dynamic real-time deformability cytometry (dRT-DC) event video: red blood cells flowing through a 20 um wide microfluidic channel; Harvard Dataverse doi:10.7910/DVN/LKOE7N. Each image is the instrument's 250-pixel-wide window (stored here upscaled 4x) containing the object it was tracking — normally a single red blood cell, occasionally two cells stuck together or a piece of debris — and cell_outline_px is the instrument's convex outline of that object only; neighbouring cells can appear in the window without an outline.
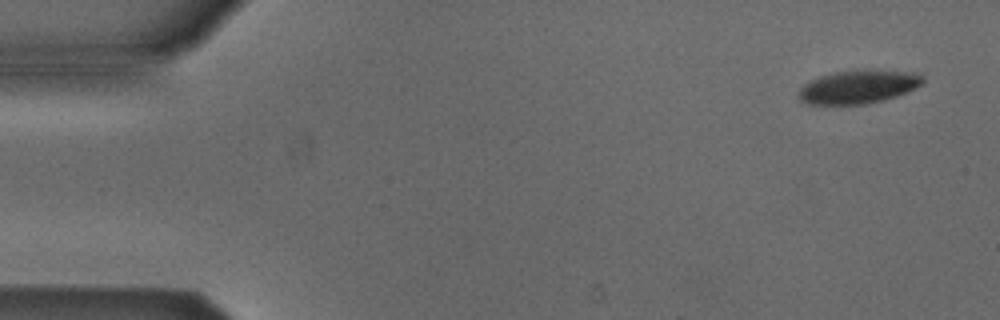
{"species": "Egyptian fruit bat (a non-hibernating species)", "species_latin": "Rousettus aegyptiacus", "temperature_condition": "cold", "stored_images_in_passage": 5, "camera_frame_rate_fps": 3000, "um_per_image_px": 0.085, "animal": {"sex": "male"}, "frame": {"image": 1, "passage_image": 1, "time_ms": 0.0, "image_size_px": [1000, 320], "cell_outline_px": [[924, 80], [916, 88], [896, 96], [884, 100], [864, 104], [804, 104], [800, 100], [800, 88], [804, 84], [820, 76], [836, 72], [868, 68], [920, 72], [924, 76]], "centroid_in_image_um": [73.03, 7.35], "position_along_channel_um": 12.0, "area_um2": 24.51}}
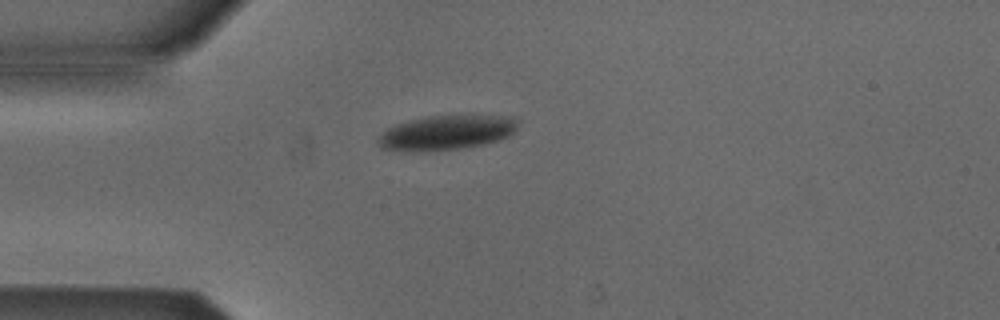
{"frame": {"image": 2, "passage_image": 4, "time_ms": 3.667, "image_size_px": [1000, 320], "cell_outline_px": [[520, 120], [516, 128], [508, 136], [484, 144], [460, 148], [404, 152], [380, 148], [376, 140], [388, 128], [396, 124], [408, 120], [428, 116], [512, 116]], "centroid_in_image_um": [37.91, 11.27], "position_along_channel_um": 47.1, "area_um2": 27.92}}